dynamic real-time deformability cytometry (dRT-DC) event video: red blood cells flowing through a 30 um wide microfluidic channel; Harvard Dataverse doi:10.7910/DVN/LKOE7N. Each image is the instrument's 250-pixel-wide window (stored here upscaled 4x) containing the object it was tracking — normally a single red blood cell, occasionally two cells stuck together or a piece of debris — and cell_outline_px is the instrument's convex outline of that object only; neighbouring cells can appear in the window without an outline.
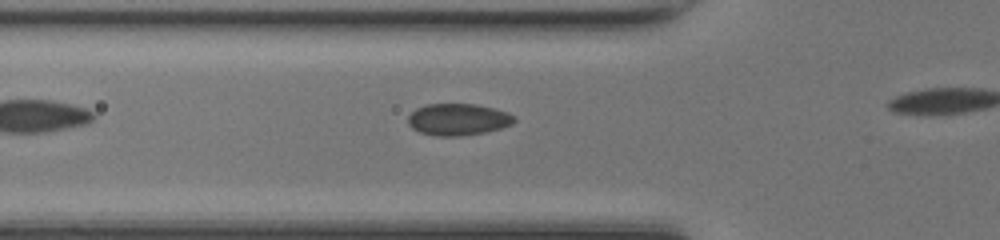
{"species": "common noctule bat (a hibernating species)", "species_latin": "Nyctalus noctula", "temperature_condition": "room temperature", "stored_images_in_passage": 30, "camera_frame_rate_fps": 3000, "um_per_image_px": 0.085, "animal": {"sex": "female", "body_mass_g": 17.0, "forearm_length_mm": 48.0}, "frame": {"image": 1, "passage_image": 4, "time_ms": 1.0, "image_size_px": [1000, 240], "cell_outline_px": [[516, 120], [512, 124], [500, 128], [484, 132], [460, 136], [436, 136], [420, 132], [412, 128], [408, 124], [408, 116], [416, 108], [428, 104], [476, 104], [508, 112], [516, 116]], "centroid_in_image_um": [38.94, 10.15], "position_along_channel_um": 86.9, "area_um2": 19.65}}
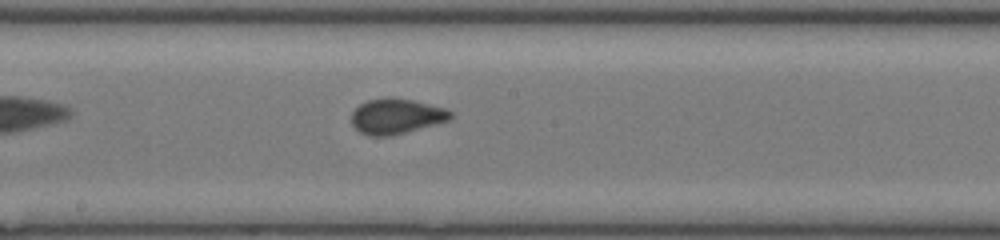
{"frame": {"image": 2, "passage_image": 13, "time_ms": 4.0, "image_size_px": [1000, 240], "cell_outline_px": [[452, 116], [448, 120], [436, 124], [388, 136], [368, 136], [360, 132], [352, 124], [352, 112], [360, 104], [368, 100], [392, 96], [412, 100], [444, 108], [452, 112]], "centroid_in_image_um": [33.66, 9.87], "position_along_channel_um": 214.5, "area_um2": 20.17}}
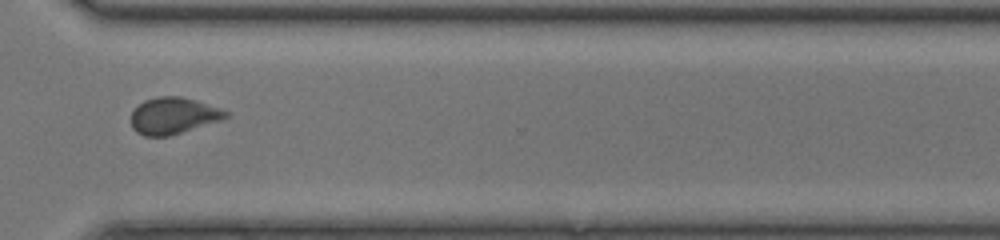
{"frame": {"image": 3, "passage_image": 23, "time_ms": 7.333, "image_size_px": [1000, 240], "cell_outline_px": [[228, 116], [220, 120], [168, 136], [144, 136], [136, 132], [132, 128], [132, 112], [144, 100], [156, 96], [180, 96], [196, 100], [220, 108], [228, 112]], "centroid_in_image_um": [14.71, 9.82], "position_along_channel_um": 355.9, "area_um2": 19.94}, "authors_computed_cell_mechanics": {"area_um2": 19.941, "velocity_mm_per_s": 4.2383, "shape_relaxation_time_tau1_ms": 6.2191, "shape_relaxation_time_tau2_ms": 0.8397, "deformation_change_tau1": 0.1155, "deformation_change_tau2": 0.0616}}